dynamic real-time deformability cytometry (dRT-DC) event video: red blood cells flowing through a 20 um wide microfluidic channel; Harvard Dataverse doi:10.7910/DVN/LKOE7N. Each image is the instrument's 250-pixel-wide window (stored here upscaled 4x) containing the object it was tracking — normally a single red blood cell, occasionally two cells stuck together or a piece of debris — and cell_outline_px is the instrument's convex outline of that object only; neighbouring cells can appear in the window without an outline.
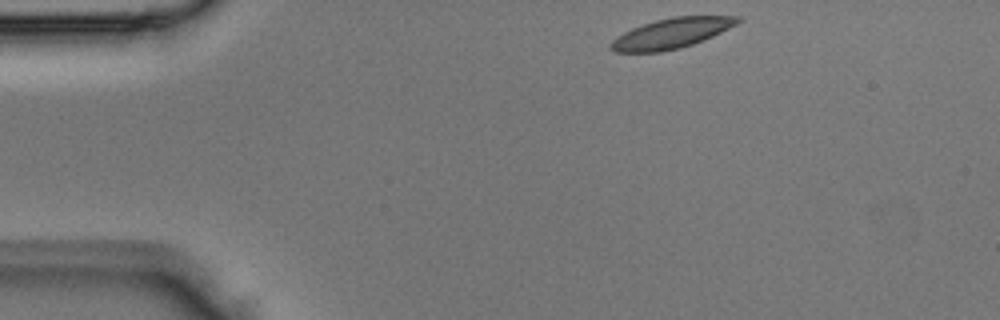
{"species": "Egyptian fruit bat (a non-hibernating species)", "species_latin": "Rousettus aegyptiacus", "temperature_condition": "room temperature", "stored_images_in_passage": 3, "camera_frame_rate_fps": 3000, "um_per_image_px": 0.085, "animal": {"sex": "male"}, "frame": {"image": 1, "passage_image": 1, "time_ms": 0.0, "image_size_px": [1000, 320], "cell_outline_px": [[744, 20], [712, 36], [692, 44], [680, 48], [660, 52], [612, 52], [608, 48], [608, 44], [616, 36], [632, 28], [656, 20], [672, 16], [740, 16]], "centroid_in_image_um": [57.03, 2.83], "position_along_channel_um": 28.0, "area_um2": 22.31}}
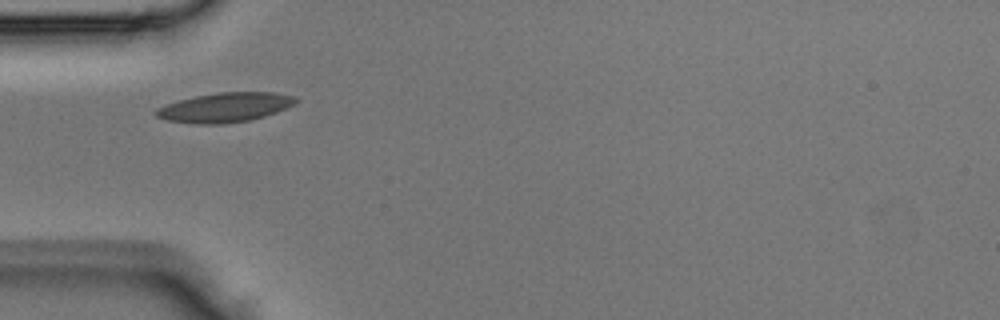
{"frame": {"image": 2, "passage_image": 2, "time_ms": 0.333, "image_size_px": [1000, 320], "cell_outline_px": [[300, 100], [296, 104], [276, 112], [264, 116], [248, 120], [224, 124], [192, 124], [168, 120], [156, 116], [152, 112], [156, 108], [180, 100], [196, 96], [220, 92], [272, 92], [296, 96]], "centroid_in_image_um": [19.15, 9.13], "position_along_channel_um": 65.9, "area_um2": 24.04}}
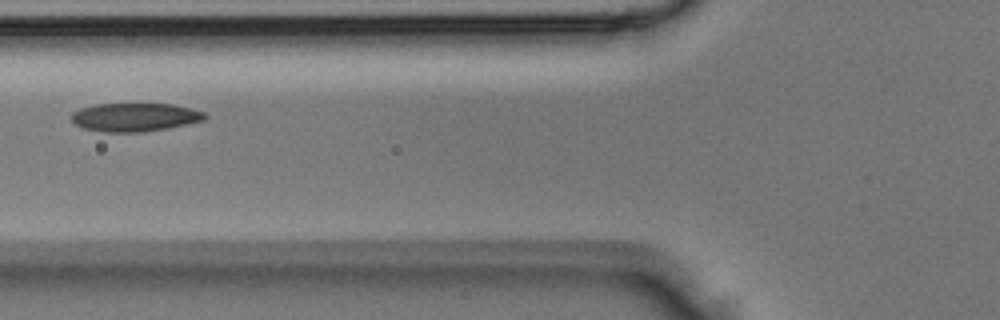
{"frame": {"image": 3, "passage_image": 3, "time_ms": 0.667, "image_size_px": [1000, 320], "cell_outline_px": [[208, 116], [204, 120], [168, 128], [144, 132], [104, 132], [84, 128], [76, 124], [72, 120], [72, 112], [80, 108], [96, 104], [172, 104], [192, 108], [204, 112]], "centroid_in_image_um": [11.48, 9.96], "position_along_channel_um": 114.3, "area_um2": 22.08}}